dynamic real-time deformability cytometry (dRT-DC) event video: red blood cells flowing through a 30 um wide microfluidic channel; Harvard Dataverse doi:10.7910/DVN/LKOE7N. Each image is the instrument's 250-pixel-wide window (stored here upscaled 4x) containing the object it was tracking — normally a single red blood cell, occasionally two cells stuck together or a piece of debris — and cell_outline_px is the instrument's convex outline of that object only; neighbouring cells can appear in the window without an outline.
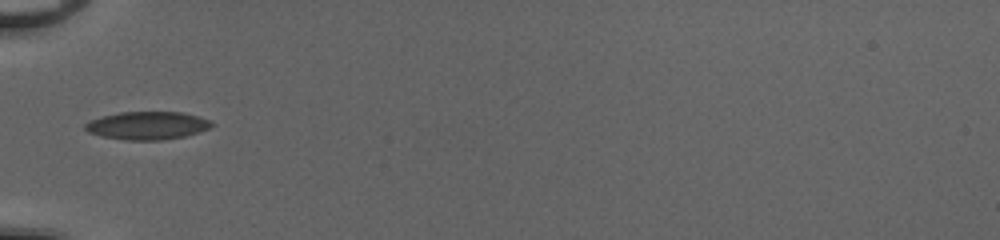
{"species": "common noctule bat (a hibernating species)", "species_latin": "Nyctalus noctula", "temperature_condition": "cold", "stored_images_in_passage": 33, "camera_frame_rate_fps": 3000, "um_per_image_px": 0.085, "animal": {"sex": "female", "body_mass_g": 20.0, "forearm_length_mm": 54.0}, "frame": {"image": 1, "passage_image": 1, "time_ms": 0.0, "image_size_px": [1000, 240], "cell_outline_px": [[216, 124], [200, 132], [184, 136], [160, 140], [124, 140], [100, 136], [88, 132], [84, 128], [84, 124], [88, 120], [100, 116], [120, 112], [184, 112], [212, 120]], "centroid_in_image_um": [12.51, 10.66], "position_along_channel_um": 72.5, "area_um2": 20.92}}
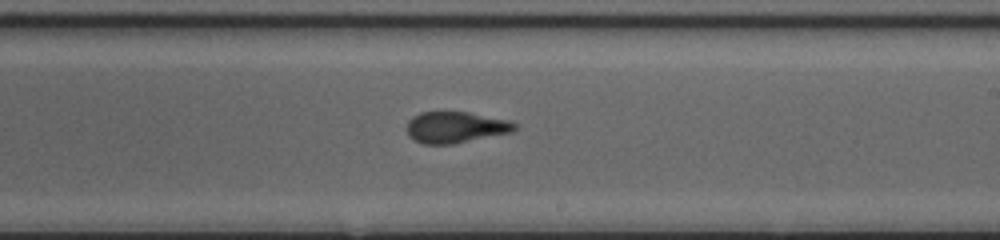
{"frame": {"image": 2, "passage_image": 14, "time_ms": 4.333, "image_size_px": [1000, 240], "cell_outline_px": [[520, 124], [512, 132], [452, 144], [424, 144], [412, 140], [408, 136], [404, 128], [408, 120], [412, 116], [420, 112], [468, 112], [512, 120]], "centroid_in_image_um": [38.7, 10.81], "position_along_channel_um": 250.3, "area_um2": 20.11}}
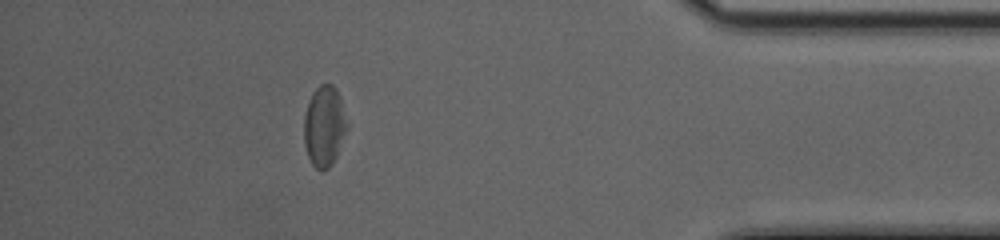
{"frame": {"image": 3, "passage_image": 28, "time_ms": 9.0, "image_size_px": [1000, 240], "cell_outline_px": [[344, 128], [336, 156], [332, 164], [328, 168], [320, 172], [312, 164], [308, 156], [304, 144], [304, 116], [312, 92], [320, 84], [332, 84], [336, 88], [340, 96], [344, 120]], "centroid_in_image_um": [27.5, 10.72], "position_along_channel_um": 407.7, "area_um2": 19.48}, "authors_computed_cell_mechanics": {"area_um2": 20.23, "velocity_mm_per_s": 4.1129, "shape_relaxation_time_tau1_ms": 5.9102, "shape_relaxation_time_tau2_ms": 1.4334, "deformation_change_tau1": 0.1528, "deformation_change_tau2": 0.0935}}